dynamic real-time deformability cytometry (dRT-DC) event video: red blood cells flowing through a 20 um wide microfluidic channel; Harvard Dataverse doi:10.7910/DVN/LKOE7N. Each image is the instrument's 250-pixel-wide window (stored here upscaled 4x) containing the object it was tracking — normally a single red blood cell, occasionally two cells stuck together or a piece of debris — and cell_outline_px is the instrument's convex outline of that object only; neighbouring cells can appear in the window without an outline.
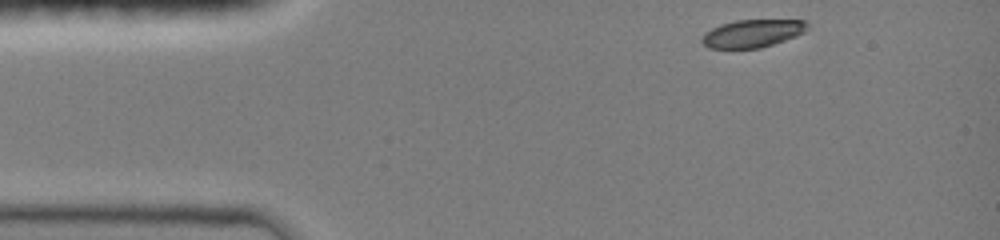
{"species": "common noctule bat (a hibernating species)", "species_latin": "Nyctalus noctula", "temperature_condition": "room temperature", "stored_images_in_passage": 38, "camera_frame_rate_fps": 3000, "um_per_image_px": 0.085, "animal": {"sex": "female", "body_mass_g": 19.0, "forearm_length_mm": 51.5}, "frame": {"image": 1, "passage_image": 1, "time_ms": 0.0, "image_size_px": [1000, 240], "cell_outline_px": [[808, 28], [804, 32], [796, 36], [760, 48], [708, 48], [700, 40], [704, 32], [720, 24], [736, 20], [804, 20], [808, 24]], "centroid_in_image_um": [63.93, 2.83], "position_along_channel_um": 21.1, "area_um2": 17.05}}
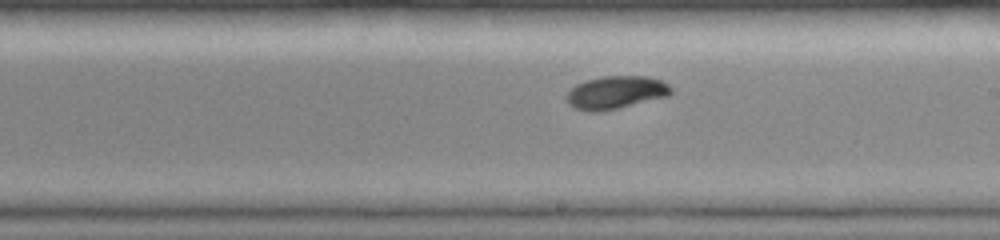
{"frame": {"image": 2, "passage_image": 22, "time_ms": 7.0, "image_size_px": [1000, 240], "cell_outline_px": [[672, 92], [668, 96], [616, 108], [596, 112], [592, 112], [576, 108], [568, 104], [564, 96], [576, 84], [584, 80], [604, 76], [648, 76], [660, 80], [668, 84], [672, 88]], "centroid_in_image_um": [52.32, 7.84], "position_along_channel_um": 236.7, "area_um2": 19.94}}
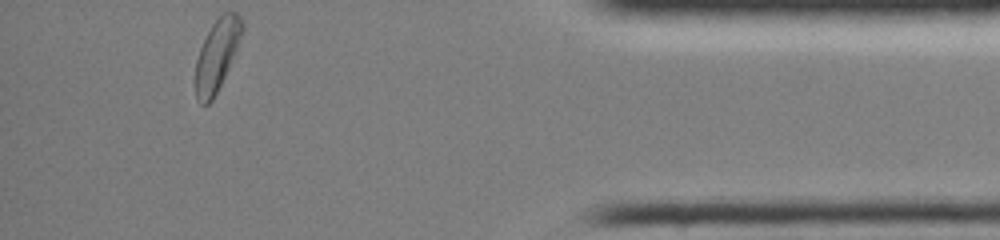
{"frame": {"image": 3, "passage_image": 38, "time_ms": 12.333, "image_size_px": [1000, 240], "cell_outline_px": [[244, 28], [236, 52], [212, 100], [208, 104], [200, 104], [196, 100], [196, 60], [200, 48], [212, 24], [224, 12], [236, 12], [240, 16], [244, 24]], "centroid_in_image_um": [18.45, 4.66], "position_along_channel_um": 416.7, "area_um2": 19.13}, "authors_computed_cell_mechanics": {"area_um2": 19.1607, "velocity_mm_per_s": 4.0367, "shape_relaxation_time_tau1_ms": 2.6014, "shape_relaxation_time_tau2_ms": null, "deformation_change_tau1": 0.1131, "deformation_change_tau2": null}}